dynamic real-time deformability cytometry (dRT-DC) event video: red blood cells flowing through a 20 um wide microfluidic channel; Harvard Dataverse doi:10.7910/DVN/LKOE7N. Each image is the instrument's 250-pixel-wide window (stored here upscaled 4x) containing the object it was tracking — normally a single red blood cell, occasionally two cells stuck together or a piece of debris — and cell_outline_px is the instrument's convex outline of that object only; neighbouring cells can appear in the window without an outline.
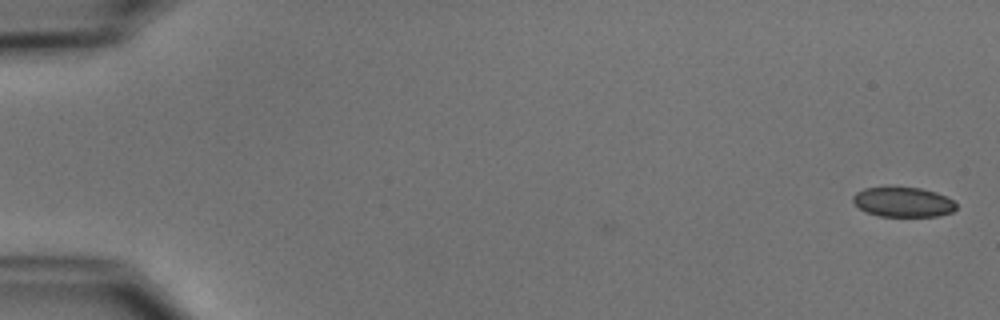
{"species": "common noctule bat (a hibernating species)", "species_latin": "Nyctalus noctula", "temperature_condition": "cold", "stored_images_in_passage": 6, "camera_frame_rate_fps": 3000, "um_per_image_px": 0.085, "animal": {"sex": "male", "body_mass_g": 15.6}, "frame": {"image": 1, "passage_image": 6, "time_ms": 1.667, "image_size_px": [1000, 320], "cell_outline_px": [[956, 208], [952, 212], [936, 216], [880, 216], [868, 212], [860, 208], [852, 200], [852, 196], [856, 192], [864, 188], [920, 188], [936, 192], [952, 200], [956, 204]], "centroid_in_image_um": [76.76, 17.18], "position_along_channel_um": 8.2, "area_um2": 17.57}}